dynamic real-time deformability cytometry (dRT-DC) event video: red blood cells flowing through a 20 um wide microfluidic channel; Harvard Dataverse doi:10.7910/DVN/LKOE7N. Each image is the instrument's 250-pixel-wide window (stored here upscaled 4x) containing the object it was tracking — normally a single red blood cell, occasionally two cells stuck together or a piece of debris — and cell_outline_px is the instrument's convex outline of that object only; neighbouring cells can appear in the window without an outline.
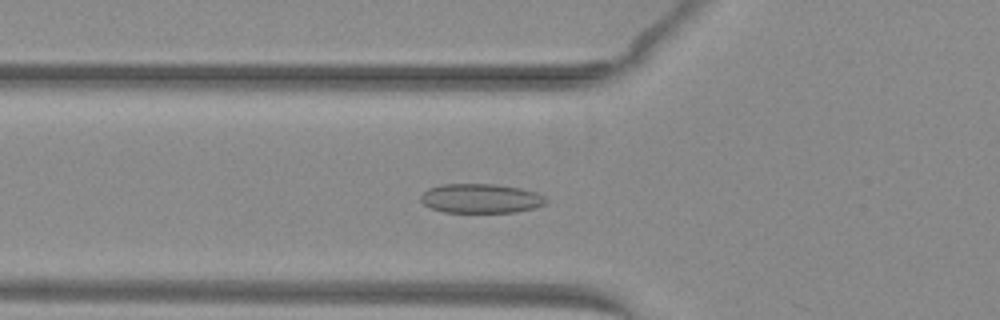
{"species": "common noctule bat (a hibernating species)", "species_latin": "Nyctalus noctula", "temperature_condition": "warm", "stored_images_in_passage": 52, "camera_frame_rate_fps": 3000, "um_per_image_px": 0.085, "animal": {"sex": "female", "body_mass_g": 29.2, "forearm_length_mm": 56.3}, "frame": {"image": 1, "passage_image": 19, "time_ms": 6.0, "image_size_px": [1000, 320], "cell_outline_px": [[548, 200], [544, 204], [532, 208], [516, 212], [444, 212], [432, 208], [424, 204], [420, 200], [420, 196], [428, 188], [444, 184], [496, 184], [520, 188], [536, 192], [544, 196]], "centroid_in_image_um": [40.86, 16.86], "position_along_channel_um": 84.9, "area_um2": 21.33}}
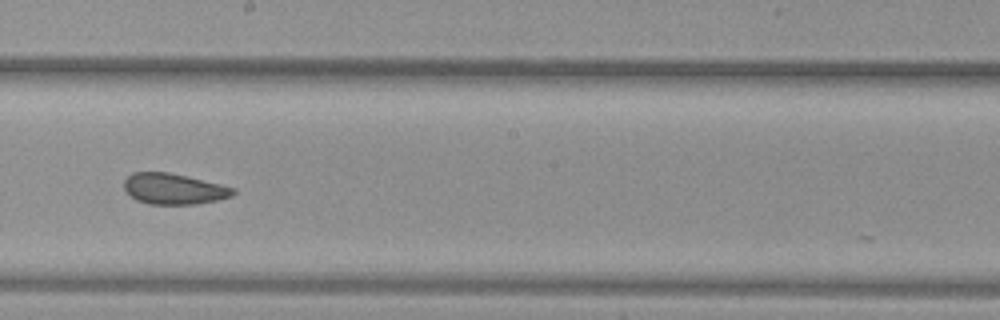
{"frame": {"image": 2, "passage_image": 30, "time_ms": 9.667, "image_size_px": [1000, 320], "cell_outline_px": [[236, 192], [232, 196], [216, 200], [196, 204], [148, 204], [136, 200], [124, 188], [124, 180], [132, 172], [168, 172], [220, 184], [236, 188]], "centroid_in_image_um": [14.77, 16.05], "position_along_channel_um": 233.4, "area_um2": 19.48}}
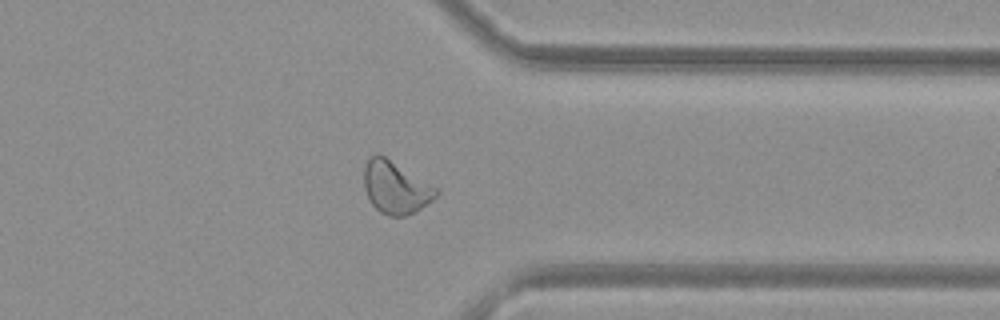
{"frame": {"image": 3, "passage_image": 41, "time_ms": 13.333, "image_size_px": [1000, 320], "cell_outline_px": [[440, 192], [432, 200], [420, 208], [404, 216], [388, 216], [380, 212], [372, 204], [364, 188], [364, 168], [368, 160], [372, 156], [384, 156], [440, 188]], "centroid_in_image_um": [33.66, 15.95], "position_along_channel_um": 377.7, "area_um2": 21.79}, "authors_computed_cell_mechanics": {"area_um2": 22.3397, "velocity_mm_per_s": 4.035, "shape_relaxation_time_tau1_ms": 9.4361, "shape_relaxation_time_tau2_ms": 1.5619, "deformation_change_tau1": 0.1657, "deformation_change_tau2": 0.0696}}